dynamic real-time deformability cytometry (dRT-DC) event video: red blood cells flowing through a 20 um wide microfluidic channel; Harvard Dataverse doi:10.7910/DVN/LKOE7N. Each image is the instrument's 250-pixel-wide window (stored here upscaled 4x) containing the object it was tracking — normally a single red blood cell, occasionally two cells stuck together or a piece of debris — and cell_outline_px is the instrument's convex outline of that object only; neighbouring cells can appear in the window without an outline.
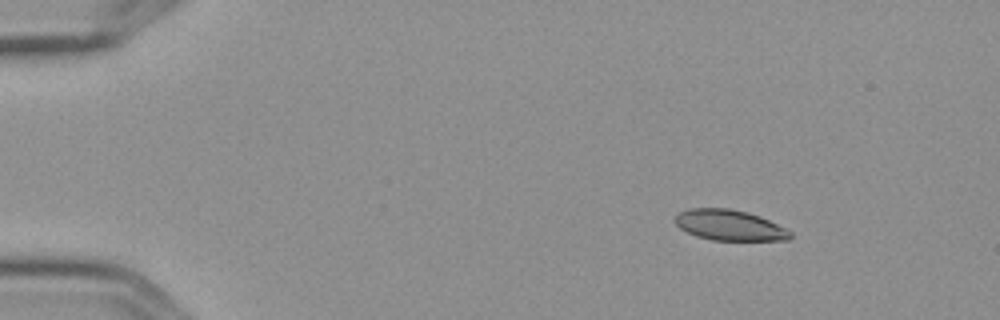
{"species": "Egyptian fruit bat (a non-hibernating species)", "species_latin": "Rousettus aegyptiacus", "temperature_condition": "cold", "stored_images_in_passage": 5, "camera_frame_rate_fps": 3000, "um_per_image_px": 0.085, "frame": {"image": 1, "passage_image": 1, "time_ms": 0.0, "image_size_px": [1000, 320], "cell_outline_px": [[792, 236], [788, 240], [712, 240], [696, 236], [680, 228], [676, 224], [676, 216], [680, 212], [692, 208], [728, 208], [748, 212], [760, 216], [792, 232]], "centroid_in_image_um": [62.02, 19.14], "position_along_channel_um": 23.0, "area_um2": 20.35}}
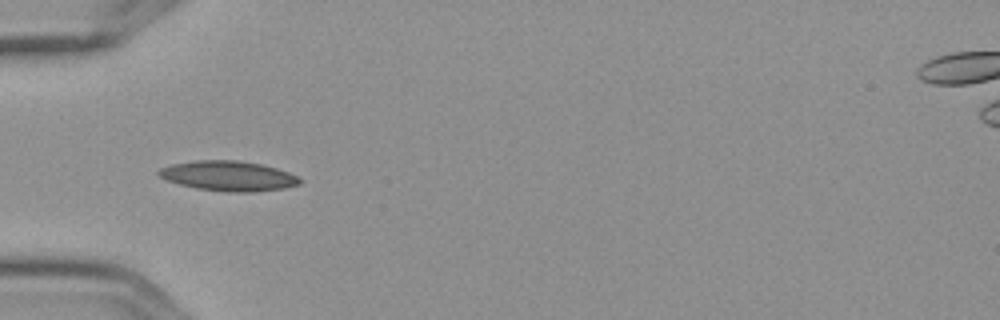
{"frame": {"image": 2, "passage_image": 4, "time_ms": 1.0, "image_size_px": [1000, 320], "cell_outline_px": [[300, 184], [284, 188], [256, 192], [224, 192], [196, 188], [180, 184], [168, 180], [160, 176], [156, 172], [160, 168], [172, 164], [196, 160], [236, 160], [260, 164], [276, 168], [288, 172], [296, 176], [300, 180]], "centroid_in_image_um": [19.4, 14.96], "position_along_channel_um": 65.6, "area_um2": 24.51}}
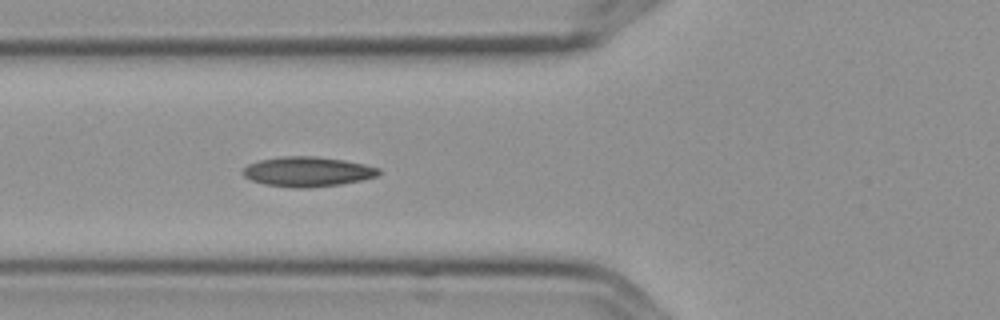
{"frame": {"image": 3, "passage_image": 5, "time_ms": 1.333, "image_size_px": [1000, 320], "cell_outline_px": [[380, 172], [376, 176], [360, 180], [340, 184], [308, 188], [292, 188], [264, 184], [252, 180], [244, 176], [244, 168], [248, 164], [260, 160], [284, 156], [312, 156], [344, 160], [364, 164], [380, 168]], "centroid_in_image_um": [26.14, 14.59], "position_along_channel_um": 99.7, "area_um2": 23.41}}